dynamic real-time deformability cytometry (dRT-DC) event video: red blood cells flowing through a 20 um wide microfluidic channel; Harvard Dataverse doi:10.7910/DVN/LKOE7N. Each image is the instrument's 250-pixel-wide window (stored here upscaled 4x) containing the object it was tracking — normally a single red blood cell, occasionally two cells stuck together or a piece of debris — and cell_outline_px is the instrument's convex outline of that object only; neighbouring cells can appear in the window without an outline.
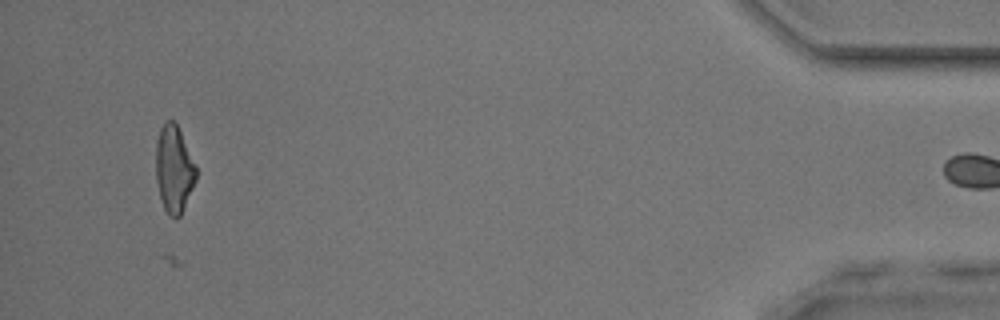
{"species": "common noctule bat (a hibernating species)", "species_latin": "Nyctalus noctula", "temperature_condition": "room temperature", "stored_images_in_passage": 38, "camera_frame_rate_fps": 3000, "um_per_image_px": 0.085, "animal": {"sex": "male", "body_mass_g": 17.9, "forearm_length_mm": 54.2}, "frame": {"image": 1, "passage_image": 37, "time_ms": 12.0, "image_size_px": [1000, 320], "cell_outline_px": [[196, 180], [180, 216], [176, 220], [168, 216], [164, 208], [160, 196], [156, 180], [156, 140], [160, 128], [168, 120], [172, 120], [176, 124], [196, 164]], "centroid_in_image_um": [14.78, 14.4], "position_along_channel_um": 420.4, "area_um2": 20.35}}